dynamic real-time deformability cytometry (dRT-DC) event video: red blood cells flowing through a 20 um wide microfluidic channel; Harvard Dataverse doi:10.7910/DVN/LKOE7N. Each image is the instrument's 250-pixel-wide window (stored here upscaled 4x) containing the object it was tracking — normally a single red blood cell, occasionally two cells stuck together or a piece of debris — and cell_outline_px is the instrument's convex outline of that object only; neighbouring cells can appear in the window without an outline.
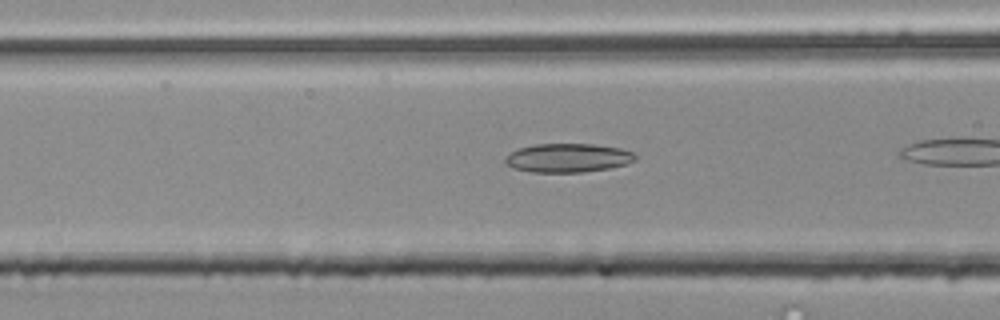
{"species": "common noctule bat (a hibernating species)", "species_latin": "Nyctalus noctula", "temperature_condition": "room temperature", "stored_images_in_passage": 28, "camera_frame_rate_fps": 3000, "um_per_image_px": 0.085, "animal": {"sex": "male", "body_mass_g": 20.4}, "frame": {"image": 1, "passage_image": 9, "time_ms": 2.667, "image_size_px": [1000, 320], "cell_outline_px": [[636, 160], [628, 164], [612, 168], [580, 172], [532, 172], [512, 168], [504, 164], [504, 156], [520, 148], [536, 144], [596, 144], [620, 148], [632, 152], [636, 156]], "centroid_in_image_um": [48.27, 13.42], "position_along_channel_um": 118.3, "area_um2": 22.02}}